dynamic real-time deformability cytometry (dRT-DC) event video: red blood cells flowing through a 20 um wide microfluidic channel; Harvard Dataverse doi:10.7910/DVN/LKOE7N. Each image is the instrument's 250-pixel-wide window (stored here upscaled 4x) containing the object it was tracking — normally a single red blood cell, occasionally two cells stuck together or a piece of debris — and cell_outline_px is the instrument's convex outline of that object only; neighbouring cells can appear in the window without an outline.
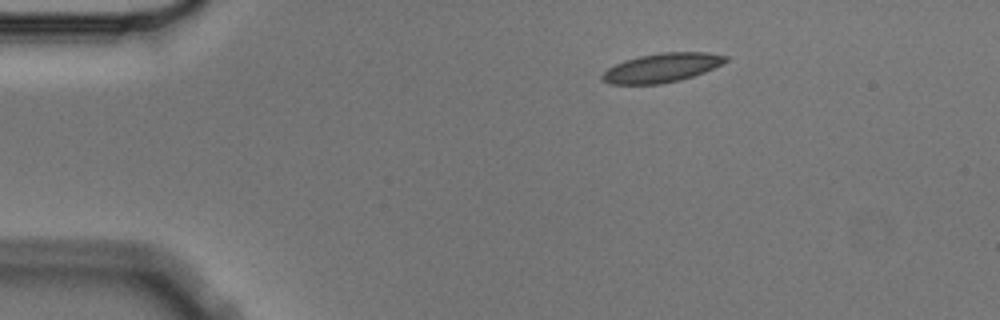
{"species": "Egyptian fruit bat (a non-hibernating species)", "species_latin": "Rousettus aegyptiacus", "temperature_condition": "cold", "stored_images_in_passage": 2, "camera_frame_rate_fps": 3000, "um_per_image_px": 0.085, "animal": {"sex": "male"}, "frame": {"image": 1, "passage_image": 1, "time_ms": 0.0, "image_size_px": [1000, 320], "cell_outline_px": [[728, 60], [704, 72], [680, 80], [660, 84], [612, 84], [604, 80], [600, 76], [608, 68], [624, 60], [640, 56], [660, 52], [708, 52], [728, 56]], "centroid_in_image_um": [56.26, 5.75], "position_along_channel_um": 28.7, "area_um2": 20.69}}